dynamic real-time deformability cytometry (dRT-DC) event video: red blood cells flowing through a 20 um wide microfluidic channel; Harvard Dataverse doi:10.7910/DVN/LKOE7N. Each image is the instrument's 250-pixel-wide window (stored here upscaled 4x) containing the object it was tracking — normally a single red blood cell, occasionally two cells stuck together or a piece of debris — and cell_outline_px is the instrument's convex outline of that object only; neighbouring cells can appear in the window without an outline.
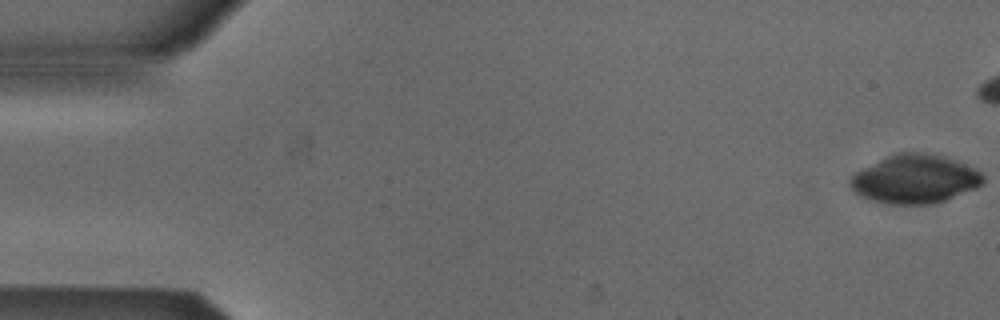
{"species": "Egyptian fruit bat (a non-hibernating species)", "species_latin": "Rousettus aegyptiacus", "temperature_condition": "cold", "stored_images_in_passage": 40, "camera_frame_rate_fps": 3000, "um_per_image_px": 0.085, "animal": {"sex": "male"}, "frame": {"image": 1, "passage_image": 1, "time_ms": 0.0, "image_size_px": [1000, 320], "cell_outline_px": [[984, 184], [976, 188], [944, 200], [932, 204], [884, 204], [860, 196], [848, 184], [848, 180], [856, 172], [896, 152], [928, 152], [944, 156], [956, 160], [976, 168], [984, 176]], "centroid_in_image_um": [77.79, 15.21], "position_along_channel_um": 7.2, "area_um2": 37.74}}